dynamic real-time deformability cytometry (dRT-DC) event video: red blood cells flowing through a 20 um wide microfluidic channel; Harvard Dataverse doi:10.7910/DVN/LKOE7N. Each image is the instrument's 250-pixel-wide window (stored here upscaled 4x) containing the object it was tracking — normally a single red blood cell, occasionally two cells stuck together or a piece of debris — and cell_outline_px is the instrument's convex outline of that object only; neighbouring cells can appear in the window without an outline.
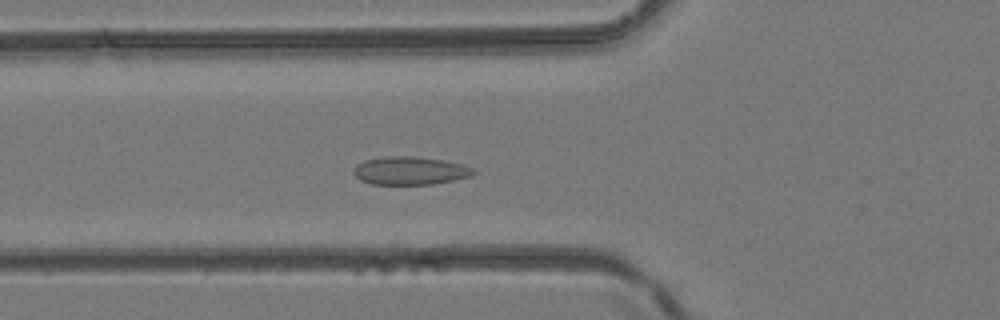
{"species": "common noctule bat (a hibernating species)", "species_latin": "Nyctalus noctula", "temperature_condition": "room temperature", "stored_images_in_passage": 34, "camera_frame_rate_fps": 3000, "um_per_image_px": 0.085, "animal": {"sex": "female", "body_mass_g": 24.6, "forearm_length_mm": 56.2}, "frame": {"image": 1, "passage_image": 12, "time_ms": 3.667, "image_size_px": [1000, 320], "cell_outline_px": [[476, 172], [468, 176], [452, 180], [432, 184], [372, 184], [360, 180], [352, 172], [356, 164], [364, 160], [388, 156], [416, 156], [444, 160], [460, 164], [472, 168]], "centroid_in_image_um": [34.8, 14.5], "position_along_channel_um": 91.0, "area_um2": 19.48}}
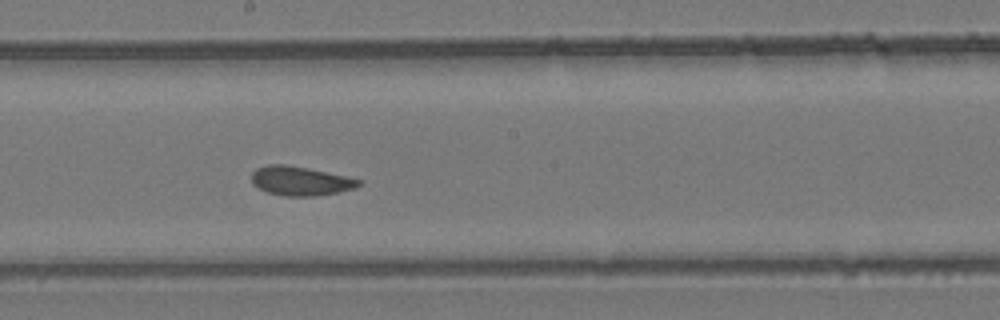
{"frame": {"image": 2, "passage_image": 20, "time_ms": 6.333, "image_size_px": [1000, 320], "cell_outline_px": [[360, 184], [352, 188], [336, 192], [316, 196], [284, 196], [268, 192], [252, 184], [252, 172], [256, 168], [268, 164], [284, 164], [344, 176], [360, 180]], "centroid_in_image_um": [25.45, 15.38], "position_along_channel_um": 222.7, "area_um2": 17.69}}
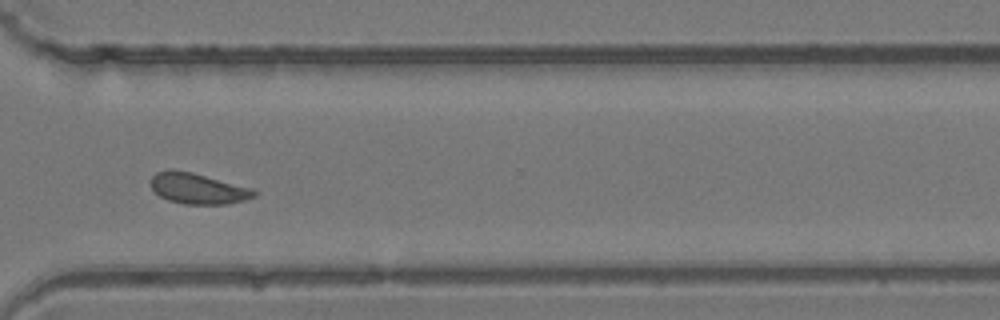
{"frame": {"image": 3, "passage_image": 28, "time_ms": 9.0, "image_size_px": [1000, 320], "cell_outline_px": [[256, 196], [244, 200], [228, 204], [184, 204], [168, 200], [160, 196], [152, 188], [152, 176], [156, 172], [192, 172], [252, 188], [256, 192]], "centroid_in_image_um": [16.88, 16.06], "position_along_channel_um": 353.7, "area_um2": 17.98}}